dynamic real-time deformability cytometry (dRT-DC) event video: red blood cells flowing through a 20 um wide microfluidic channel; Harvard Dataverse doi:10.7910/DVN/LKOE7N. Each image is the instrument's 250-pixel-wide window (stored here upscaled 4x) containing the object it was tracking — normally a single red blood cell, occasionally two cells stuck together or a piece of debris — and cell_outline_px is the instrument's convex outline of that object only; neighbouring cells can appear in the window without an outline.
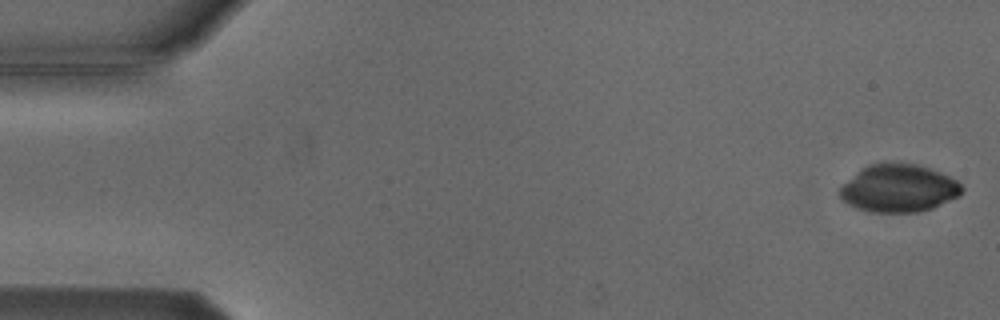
{"species": "Egyptian fruit bat (a non-hibernating species)", "species_latin": "Rousettus aegyptiacus", "temperature_condition": "cold", "stored_images_in_passage": 4, "camera_frame_rate_fps": 3000, "um_per_image_px": 0.085, "animal": {"sex": "male"}, "frame": {"image": 1, "passage_image": 1, "time_ms": 0.0, "image_size_px": [1000, 320], "cell_outline_px": [[964, 188], [960, 196], [932, 208], [916, 212], [872, 212], [856, 208], [848, 204], [840, 196], [840, 188], [860, 168], [868, 164], [884, 160], [916, 164], [940, 172], [956, 180]], "centroid_in_image_um": [76.38, 15.97], "position_along_channel_um": 8.6, "area_um2": 34.22}}